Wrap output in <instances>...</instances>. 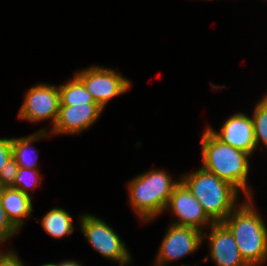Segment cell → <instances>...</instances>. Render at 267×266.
Returning a JSON list of instances; mask_svg holds the SVG:
<instances>
[{
	"label": "cell",
	"mask_w": 267,
	"mask_h": 266,
	"mask_svg": "<svg viewBox=\"0 0 267 266\" xmlns=\"http://www.w3.org/2000/svg\"><path fill=\"white\" fill-rule=\"evenodd\" d=\"M201 139L202 168L244 191L247 198H252L246 182L250 154L222 142L209 128L205 129Z\"/></svg>",
	"instance_id": "1"
},
{
	"label": "cell",
	"mask_w": 267,
	"mask_h": 266,
	"mask_svg": "<svg viewBox=\"0 0 267 266\" xmlns=\"http://www.w3.org/2000/svg\"><path fill=\"white\" fill-rule=\"evenodd\" d=\"M251 200L247 198L222 223L233 235L244 261L249 266H258L267 259V228Z\"/></svg>",
	"instance_id": "2"
},
{
	"label": "cell",
	"mask_w": 267,
	"mask_h": 266,
	"mask_svg": "<svg viewBox=\"0 0 267 266\" xmlns=\"http://www.w3.org/2000/svg\"><path fill=\"white\" fill-rule=\"evenodd\" d=\"M181 181L200 202L204 212L214 223L223 222L236 208L239 190L202 167L182 177Z\"/></svg>",
	"instance_id": "3"
},
{
	"label": "cell",
	"mask_w": 267,
	"mask_h": 266,
	"mask_svg": "<svg viewBox=\"0 0 267 266\" xmlns=\"http://www.w3.org/2000/svg\"><path fill=\"white\" fill-rule=\"evenodd\" d=\"M180 181L172 182L164 170L153 169L132 179L128 185L132 208L143 220L154 219L166 209L174 188Z\"/></svg>",
	"instance_id": "4"
},
{
	"label": "cell",
	"mask_w": 267,
	"mask_h": 266,
	"mask_svg": "<svg viewBox=\"0 0 267 266\" xmlns=\"http://www.w3.org/2000/svg\"><path fill=\"white\" fill-rule=\"evenodd\" d=\"M81 231L94 250L102 256L119 262L121 266L131 262L130 253L119 235L103 220L94 215H83Z\"/></svg>",
	"instance_id": "5"
},
{
	"label": "cell",
	"mask_w": 267,
	"mask_h": 266,
	"mask_svg": "<svg viewBox=\"0 0 267 266\" xmlns=\"http://www.w3.org/2000/svg\"><path fill=\"white\" fill-rule=\"evenodd\" d=\"M75 76L102 109L111 98L127 92L131 86L127 78L105 67L92 66L77 72Z\"/></svg>",
	"instance_id": "6"
},
{
	"label": "cell",
	"mask_w": 267,
	"mask_h": 266,
	"mask_svg": "<svg viewBox=\"0 0 267 266\" xmlns=\"http://www.w3.org/2000/svg\"><path fill=\"white\" fill-rule=\"evenodd\" d=\"M60 108L59 87L36 85L29 89L19 111V118L31 122L51 119L54 126Z\"/></svg>",
	"instance_id": "7"
},
{
	"label": "cell",
	"mask_w": 267,
	"mask_h": 266,
	"mask_svg": "<svg viewBox=\"0 0 267 266\" xmlns=\"http://www.w3.org/2000/svg\"><path fill=\"white\" fill-rule=\"evenodd\" d=\"M203 231L189 226L171 224L157 254L154 266H166L198 249L203 241Z\"/></svg>",
	"instance_id": "8"
},
{
	"label": "cell",
	"mask_w": 267,
	"mask_h": 266,
	"mask_svg": "<svg viewBox=\"0 0 267 266\" xmlns=\"http://www.w3.org/2000/svg\"><path fill=\"white\" fill-rule=\"evenodd\" d=\"M179 219L172 224L189 226L202 231L203 227L214 222L207 216L204 209L188 187L180 180L174 188L166 205ZM202 228V229H201Z\"/></svg>",
	"instance_id": "9"
},
{
	"label": "cell",
	"mask_w": 267,
	"mask_h": 266,
	"mask_svg": "<svg viewBox=\"0 0 267 266\" xmlns=\"http://www.w3.org/2000/svg\"><path fill=\"white\" fill-rule=\"evenodd\" d=\"M103 109L98 104L60 105L53 133H78L96 122Z\"/></svg>",
	"instance_id": "10"
},
{
	"label": "cell",
	"mask_w": 267,
	"mask_h": 266,
	"mask_svg": "<svg viewBox=\"0 0 267 266\" xmlns=\"http://www.w3.org/2000/svg\"><path fill=\"white\" fill-rule=\"evenodd\" d=\"M208 235L205 238L210 242V255L217 266H249L242 258L233 235L222 222L213 223Z\"/></svg>",
	"instance_id": "11"
},
{
	"label": "cell",
	"mask_w": 267,
	"mask_h": 266,
	"mask_svg": "<svg viewBox=\"0 0 267 266\" xmlns=\"http://www.w3.org/2000/svg\"><path fill=\"white\" fill-rule=\"evenodd\" d=\"M208 128L218 139L233 148L245 151L250 155L256 148L252 118L243 113H237L229 117L219 133L210 127Z\"/></svg>",
	"instance_id": "12"
},
{
	"label": "cell",
	"mask_w": 267,
	"mask_h": 266,
	"mask_svg": "<svg viewBox=\"0 0 267 266\" xmlns=\"http://www.w3.org/2000/svg\"><path fill=\"white\" fill-rule=\"evenodd\" d=\"M0 201L10 222L18 230L24 224L23 218L33 212L30 195L12 186L0 188Z\"/></svg>",
	"instance_id": "13"
},
{
	"label": "cell",
	"mask_w": 267,
	"mask_h": 266,
	"mask_svg": "<svg viewBox=\"0 0 267 266\" xmlns=\"http://www.w3.org/2000/svg\"><path fill=\"white\" fill-rule=\"evenodd\" d=\"M45 232L54 238H62L73 233L72 217L62 208H53L42 219Z\"/></svg>",
	"instance_id": "14"
},
{
	"label": "cell",
	"mask_w": 267,
	"mask_h": 266,
	"mask_svg": "<svg viewBox=\"0 0 267 266\" xmlns=\"http://www.w3.org/2000/svg\"><path fill=\"white\" fill-rule=\"evenodd\" d=\"M46 132L47 131H45V129L44 130L42 129L41 131H38V133H35L28 137L12 138V157L15 159V162L19 167H24L27 169H38L36 163L37 159L31 158V156L33 155L30 154L28 150L29 148H32L30 146L34 141L40 138H44V136L47 137L49 133ZM32 150L37 152V150L34 149Z\"/></svg>",
	"instance_id": "15"
},
{
	"label": "cell",
	"mask_w": 267,
	"mask_h": 266,
	"mask_svg": "<svg viewBox=\"0 0 267 266\" xmlns=\"http://www.w3.org/2000/svg\"><path fill=\"white\" fill-rule=\"evenodd\" d=\"M60 105L97 104L83 83L76 77L59 86Z\"/></svg>",
	"instance_id": "16"
},
{
	"label": "cell",
	"mask_w": 267,
	"mask_h": 266,
	"mask_svg": "<svg viewBox=\"0 0 267 266\" xmlns=\"http://www.w3.org/2000/svg\"><path fill=\"white\" fill-rule=\"evenodd\" d=\"M256 147L262 141L267 148V96L257 103L252 117Z\"/></svg>",
	"instance_id": "17"
},
{
	"label": "cell",
	"mask_w": 267,
	"mask_h": 266,
	"mask_svg": "<svg viewBox=\"0 0 267 266\" xmlns=\"http://www.w3.org/2000/svg\"><path fill=\"white\" fill-rule=\"evenodd\" d=\"M40 178L38 169L18 167L12 187L19 189L23 193L29 194L28 190L38 186L37 183L41 182Z\"/></svg>",
	"instance_id": "18"
},
{
	"label": "cell",
	"mask_w": 267,
	"mask_h": 266,
	"mask_svg": "<svg viewBox=\"0 0 267 266\" xmlns=\"http://www.w3.org/2000/svg\"><path fill=\"white\" fill-rule=\"evenodd\" d=\"M18 167L13 157L6 162L0 171V188L13 186Z\"/></svg>",
	"instance_id": "19"
},
{
	"label": "cell",
	"mask_w": 267,
	"mask_h": 266,
	"mask_svg": "<svg viewBox=\"0 0 267 266\" xmlns=\"http://www.w3.org/2000/svg\"><path fill=\"white\" fill-rule=\"evenodd\" d=\"M19 230L10 222L0 201V244L8 240Z\"/></svg>",
	"instance_id": "20"
},
{
	"label": "cell",
	"mask_w": 267,
	"mask_h": 266,
	"mask_svg": "<svg viewBox=\"0 0 267 266\" xmlns=\"http://www.w3.org/2000/svg\"><path fill=\"white\" fill-rule=\"evenodd\" d=\"M12 158V139H0V171L6 162Z\"/></svg>",
	"instance_id": "21"
},
{
	"label": "cell",
	"mask_w": 267,
	"mask_h": 266,
	"mask_svg": "<svg viewBox=\"0 0 267 266\" xmlns=\"http://www.w3.org/2000/svg\"><path fill=\"white\" fill-rule=\"evenodd\" d=\"M0 266H24L15 251L0 252Z\"/></svg>",
	"instance_id": "22"
},
{
	"label": "cell",
	"mask_w": 267,
	"mask_h": 266,
	"mask_svg": "<svg viewBox=\"0 0 267 266\" xmlns=\"http://www.w3.org/2000/svg\"><path fill=\"white\" fill-rule=\"evenodd\" d=\"M58 266H82V265L74 260L73 261L67 260V261L58 263Z\"/></svg>",
	"instance_id": "23"
},
{
	"label": "cell",
	"mask_w": 267,
	"mask_h": 266,
	"mask_svg": "<svg viewBox=\"0 0 267 266\" xmlns=\"http://www.w3.org/2000/svg\"><path fill=\"white\" fill-rule=\"evenodd\" d=\"M41 266H58V264L55 263H48V264H43Z\"/></svg>",
	"instance_id": "24"
}]
</instances>
